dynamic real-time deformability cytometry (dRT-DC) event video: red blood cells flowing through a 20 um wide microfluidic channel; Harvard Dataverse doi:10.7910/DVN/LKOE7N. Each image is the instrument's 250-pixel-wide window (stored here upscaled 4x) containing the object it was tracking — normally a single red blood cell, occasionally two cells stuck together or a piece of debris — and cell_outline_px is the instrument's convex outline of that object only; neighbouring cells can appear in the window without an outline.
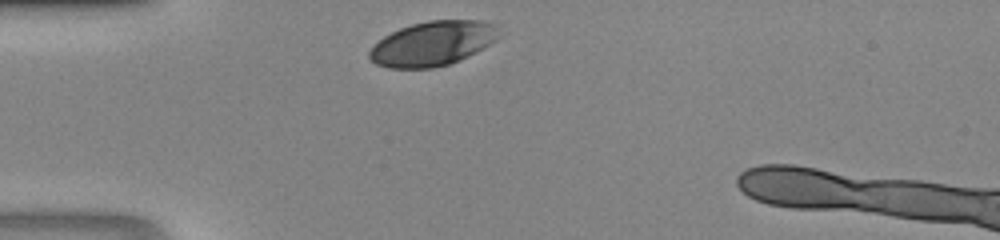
{"species": "human", "species_latin": "Homo sapiens", "temperature_condition": "room temperature", "stored_images_in_passage": 25, "camera_frame_rate_fps": 3000, "um_per_image_px": 0.085, "donor": {"sex": "male"}, "frame": {"image": 1, "passage_image": 1, "time_ms": 0.0, "image_size_px": [1000, 240], "cell_outline_px": [[500, 36], [496, 40], [468, 56], [460, 60], [448, 64], [432, 68], [388, 68], [376, 64], [368, 60], [368, 52], [384, 36], [400, 28], [412, 24], [428, 20], [484, 20], [500, 24]], "centroid_in_image_um": [36.82, 3.68], "position_along_channel_um": 48.2, "area_um2": 33.87}}
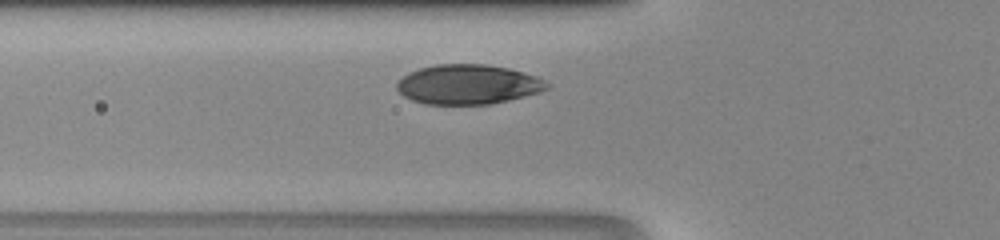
{"frame": {"image": 2, "passage_image": 5, "time_ms": 1.333, "image_size_px": [1000, 240], "cell_outline_px": [[552, 84], [548, 88], [540, 92], [492, 104], [424, 104], [412, 100], [404, 96], [396, 88], [396, 84], [408, 72], [420, 68], [436, 64], [488, 64], [508, 68], [536, 76]], "centroid_in_image_um": [39.79, 7.17], "position_along_channel_um": 86.0, "area_um2": 34.74}}
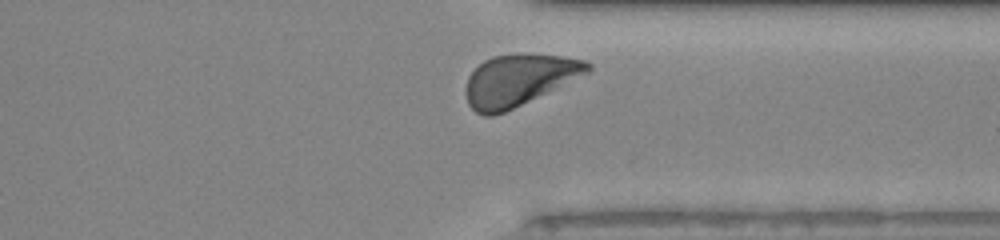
{"frame": {"image": 3, "passage_image": 24, "time_ms": 7.667, "image_size_px": [1000, 240], "cell_outline_px": [[592, 68], [588, 72], [504, 112], [492, 116], [484, 116], [476, 112], [468, 104], [464, 92], [464, 88], [468, 76], [484, 60], [492, 56], [560, 56], [584, 60], [592, 64]], "centroid_in_image_um": [44.02, 6.84], "position_along_channel_um": 367.4, "area_um2": 35.37}}